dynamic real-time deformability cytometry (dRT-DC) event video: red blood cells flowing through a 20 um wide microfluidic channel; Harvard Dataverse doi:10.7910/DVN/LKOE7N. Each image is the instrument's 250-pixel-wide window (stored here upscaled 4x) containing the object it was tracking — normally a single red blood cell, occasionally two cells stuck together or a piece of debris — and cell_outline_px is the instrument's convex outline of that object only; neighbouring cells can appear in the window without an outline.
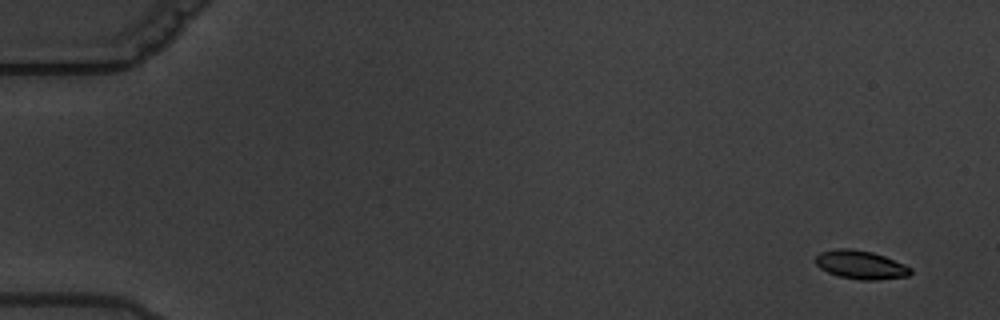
{"species": "common noctule bat (a hibernating species)", "species_latin": "Nyctalus noctula", "temperature_condition": "warm", "stored_images_in_passage": 7, "camera_frame_rate_fps": 3000, "um_per_image_px": 0.085, "animal": {"sex": "male", "body_mass_g": 19.5, "forearm_length_mm": 54.6}, "frame": {"image": 1, "passage_image": 2, "time_ms": 1.0, "image_size_px": [1000, 320], "cell_outline_px": [[912, 272], [908, 276], [876, 280], [860, 280], [836, 276], [820, 268], [816, 264], [816, 256], [820, 252], [840, 248], [848, 248], [872, 252], [884, 256], [904, 264], [912, 268]], "centroid_in_image_um": [73.16, 22.52], "position_along_channel_um": 11.8, "area_um2": 15.78}}
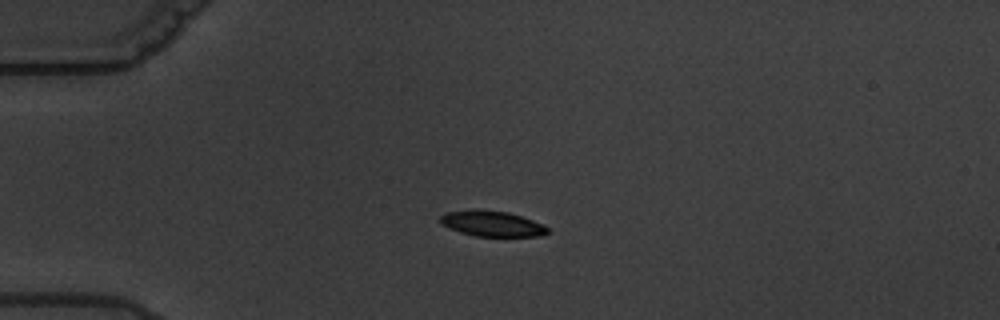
{"frame": {"image": 2, "passage_image": 5, "time_ms": 5.333, "image_size_px": [1000, 320], "cell_outline_px": [[548, 232], [540, 236], [476, 236], [460, 232], [440, 224], [440, 216], [448, 212], [472, 208], [508, 212], [544, 224], [548, 228]], "centroid_in_image_um": [41.8, 19.0], "position_along_channel_um": 43.2, "area_um2": 16.01}}